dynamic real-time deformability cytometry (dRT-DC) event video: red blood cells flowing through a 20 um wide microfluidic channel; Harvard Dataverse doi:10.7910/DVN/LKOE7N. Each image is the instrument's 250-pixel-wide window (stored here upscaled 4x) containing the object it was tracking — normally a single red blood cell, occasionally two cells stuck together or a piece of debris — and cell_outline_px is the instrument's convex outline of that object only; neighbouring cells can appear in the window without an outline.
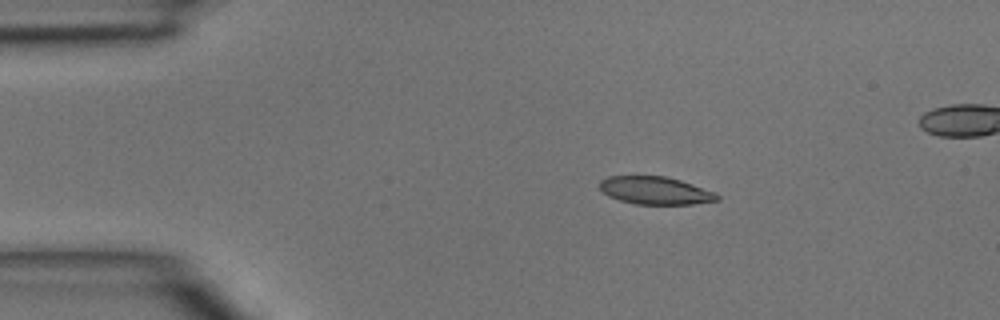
{"species": "common noctule bat (a hibernating species)", "species_latin": "Nyctalus noctula", "temperature_condition": "room temperature", "stored_images_in_passage": 43, "camera_frame_rate_fps": 3000, "um_per_image_px": 0.085, "animal": {"sex": "male", "body_mass_g": 15.6}, "frame": {"image": 1, "passage_image": 7, "time_ms": 2.0, "image_size_px": [1000, 320], "cell_outline_px": [[720, 200], [692, 204], [636, 204], [620, 200], [608, 196], [600, 188], [600, 180], [608, 176], [664, 176], [680, 180], [716, 192], [720, 196]], "centroid_in_image_um": [55.72, 16.19], "position_along_channel_um": 29.3, "area_um2": 18.96}}
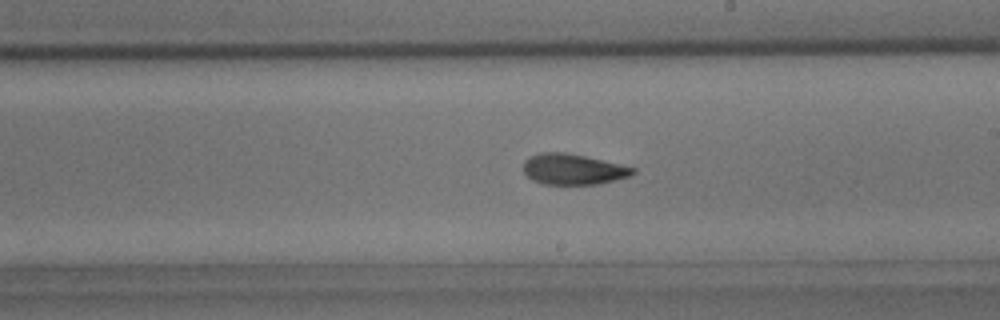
{"frame": {"image": 2, "passage_image": 25, "time_ms": 8.0, "image_size_px": [1000, 320], "cell_outline_px": [[636, 172], [632, 176], [596, 184], [544, 184], [532, 180], [524, 172], [524, 160], [528, 156], [540, 152], [564, 152], [584, 156], [620, 164], [636, 168]], "centroid_in_image_um": [48.71, 14.38], "position_along_channel_um": 240.3, "area_um2": 19.59}}